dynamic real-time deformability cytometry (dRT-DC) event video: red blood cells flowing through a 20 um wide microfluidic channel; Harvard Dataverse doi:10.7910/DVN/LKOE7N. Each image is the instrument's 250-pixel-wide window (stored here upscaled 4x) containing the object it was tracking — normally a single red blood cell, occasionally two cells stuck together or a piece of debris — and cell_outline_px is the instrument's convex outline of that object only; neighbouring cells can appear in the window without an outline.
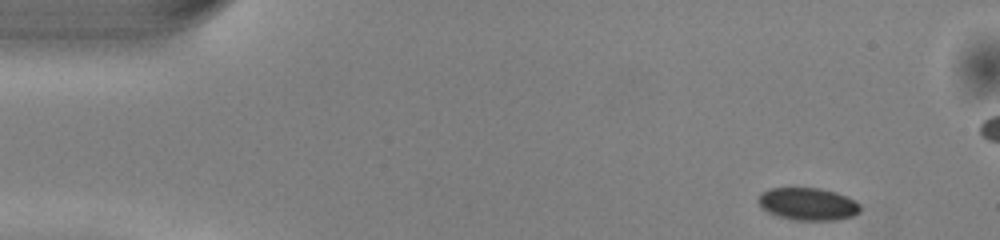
{"species": "common noctule bat (a hibernating species)", "species_latin": "Nyctalus noctula", "temperature_condition": "warm", "stored_images_in_passage": 43, "camera_frame_rate_fps": 3000, "um_per_image_px": 0.085, "animal": {"sex": "male", "body_mass_g": 13.0, "forearm_length_mm": 53.1}, "frame": {"image": 1, "passage_image": 1, "time_ms": 0.0, "image_size_px": [1000, 240], "cell_outline_px": [[860, 212], [852, 216], [836, 220], [796, 220], [780, 216], [768, 212], [756, 200], [760, 192], [768, 188], [820, 188], [836, 192], [848, 196], [856, 200], [860, 204]], "centroid_in_image_um": [68.69, 17.32], "position_along_channel_um": 16.3, "area_um2": 19.42}}
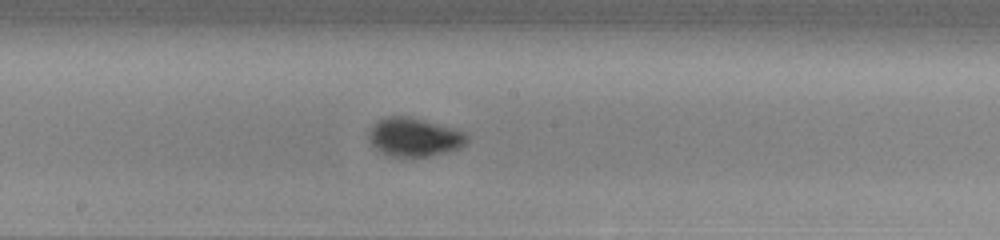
{"frame": {"image": 2, "passage_image": 23, "time_ms": 7.333, "image_size_px": [1000, 240], "cell_outline_px": [[468, 140], [460, 148], [448, 152], [432, 156], [412, 160], [388, 156], [380, 152], [368, 140], [368, 132], [372, 124], [376, 120], [388, 116], [408, 116], [464, 132], [468, 136]], "centroid_in_image_um": [35.15, 11.71], "position_along_channel_um": 213.0, "area_um2": 22.66}}
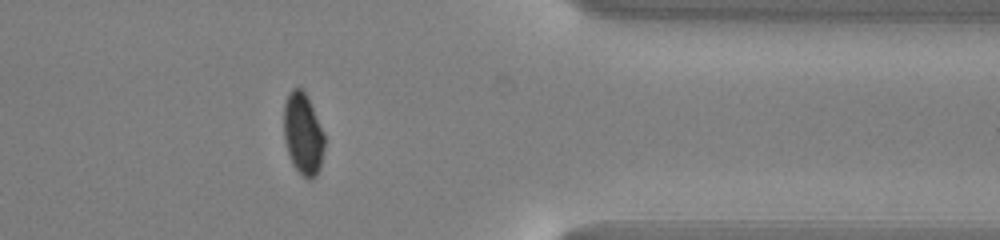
{"frame": {"image": 3, "passage_image": 37, "time_ms": 12.0, "image_size_px": [1000, 240], "cell_outline_px": [[324, 148], [320, 168], [316, 176], [312, 180], [308, 180], [300, 176], [292, 164], [284, 140], [284, 104], [288, 92], [292, 88], [300, 88], [304, 92], [324, 132]], "centroid_in_image_um": [25.75, 11.44], "position_along_channel_um": 385.7, "area_um2": 19.48}, "authors_computed_cell_mechanics": {"area_um2": 20.4612, "velocity_mm_per_s": 4.0684, "shape_relaxation_time_tau1_ms": 2.6472, "shape_relaxation_time_tau2_ms": null, "deformation_change_tau1": 0.0791, "deformation_change_tau2": null}}